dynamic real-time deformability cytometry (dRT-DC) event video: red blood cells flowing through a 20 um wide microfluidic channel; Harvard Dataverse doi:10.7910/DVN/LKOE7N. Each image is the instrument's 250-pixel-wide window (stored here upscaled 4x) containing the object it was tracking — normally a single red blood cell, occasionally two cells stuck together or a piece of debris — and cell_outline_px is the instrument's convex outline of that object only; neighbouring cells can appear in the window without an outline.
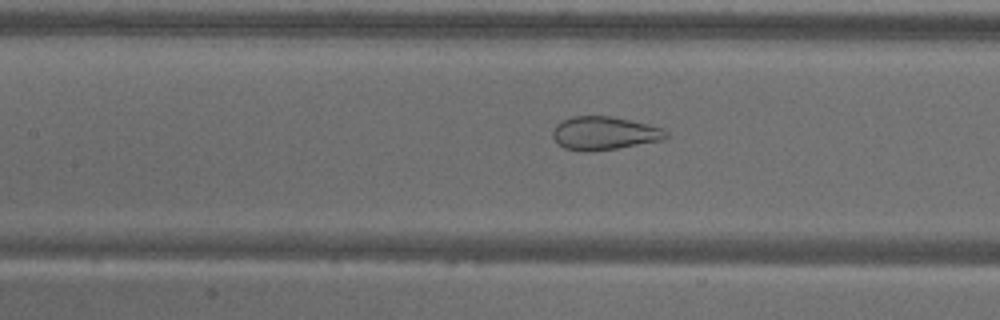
{"species": "common noctule bat (a hibernating species)", "species_latin": "Nyctalus noctula", "temperature_condition": "warm", "stored_images_in_passage": 52, "camera_frame_rate_fps": 3000, "um_per_image_px": 0.085, "animal": {"sex": "male", "body_mass_g": 18.8}, "frame": {"image": 1, "passage_image": 22, "time_ms": 7.0, "image_size_px": [1000, 320], "cell_outline_px": [[668, 136], [660, 140], [616, 148], [588, 152], [564, 148], [556, 144], [552, 136], [552, 132], [556, 124], [572, 116], [608, 116], [648, 124], [660, 128], [668, 132]], "centroid_in_image_um": [51.3, 11.33], "position_along_channel_um": 156.1, "area_um2": 21.73}}
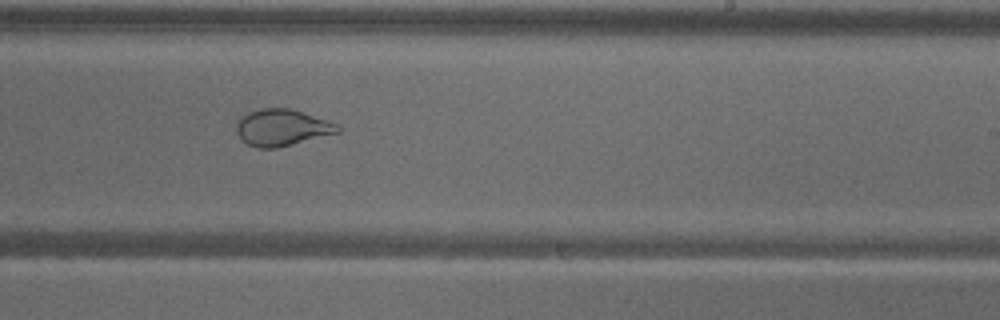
{"frame": {"image": 2, "passage_image": 31, "time_ms": 10.0, "image_size_px": [1000, 320], "cell_outline_px": [[344, 128], [340, 132], [276, 148], [256, 148], [248, 144], [236, 132], [236, 124], [240, 116], [248, 112], [260, 108], [288, 108], [304, 112], [340, 124]], "centroid_in_image_um": [24.0, 10.83], "position_along_channel_um": 265.0, "area_um2": 21.79}}
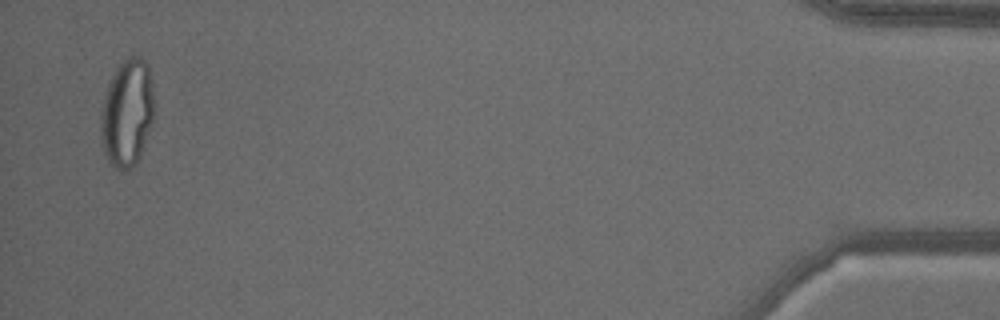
{"frame": {"image": 3, "passage_image": 51, "time_ms": 16.667, "image_size_px": [1000, 320], "cell_outline_px": [[156, 104], [152, 120], [140, 156], [132, 168], [112, 168], [104, 152], [100, 140], [100, 112], [104, 96], [108, 84], [116, 68], [128, 56], [140, 56], [148, 64]], "centroid_in_image_um": [10.8, 9.57], "position_along_channel_um": 424.4, "area_um2": 33.76}, "authors_computed_cell_mechanics": {"area_um2": 29.2757, "velocity_mm_per_s": 3.644, "shape_relaxation_time_tau1_ms": null, "shape_relaxation_time_tau2_ms": 0.6581, "deformation_change_tau1": null, "deformation_change_tau2": 0.0803}}